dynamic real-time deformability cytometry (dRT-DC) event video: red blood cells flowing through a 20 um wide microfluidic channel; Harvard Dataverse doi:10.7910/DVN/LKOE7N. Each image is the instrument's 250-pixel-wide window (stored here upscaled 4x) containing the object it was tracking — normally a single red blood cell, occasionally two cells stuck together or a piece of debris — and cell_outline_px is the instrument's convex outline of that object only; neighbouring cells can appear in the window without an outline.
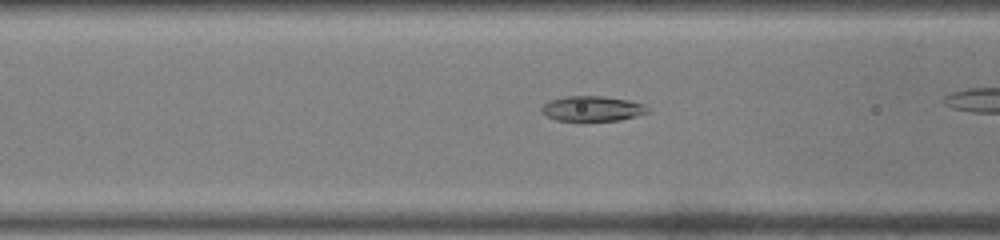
{"species": "common noctule bat (a hibernating species)", "species_latin": "Nyctalus noctula", "temperature_condition": "warm", "stored_images_in_passage": 34, "camera_frame_rate_fps": 3000, "um_per_image_px": 0.085, "animal": {"sex": "male", "body_mass_g": 19.0, "forearm_length_mm": 50.8}, "frame": {"image": 1, "passage_image": 14, "time_ms": 4.333, "image_size_px": [1000, 240], "cell_outline_px": [[648, 112], [636, 116], [620, 120], [580, 124], [556, 120], [548, 116], [540, 108], [548, 100], [564, 96], [604, 96], [628, 100], [644, 104], [648, 108]], "centroid_in_image_um": [50.31, 9.28], "position_along_channel_um": 116.3, "area_um2": 16.3}}
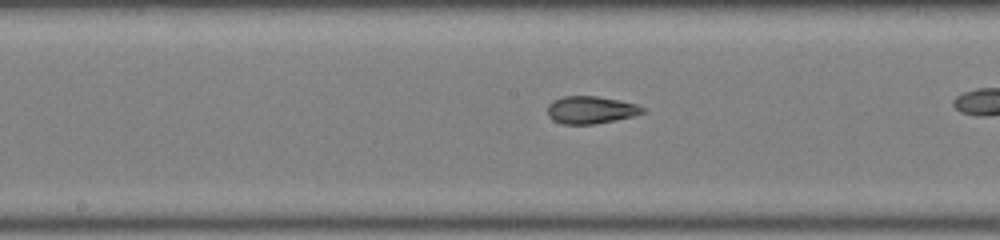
{"frame": {"image": 2, "passage_image": 20, "time_ms": 6.333, "image_size_px": [1000, 240], "cell_outline_px": [[644, 112], [636, 116], [592, 124], [564, 124], [552, 120], [548, 116], [548, 104], [552, 100], [564, 96], [596, 96], [636, 104], [644, 108]], "centroid_in_image_um": [50.19, 9.34], "position_along_channel_um": 198.0, "area_um2": 15.14}}
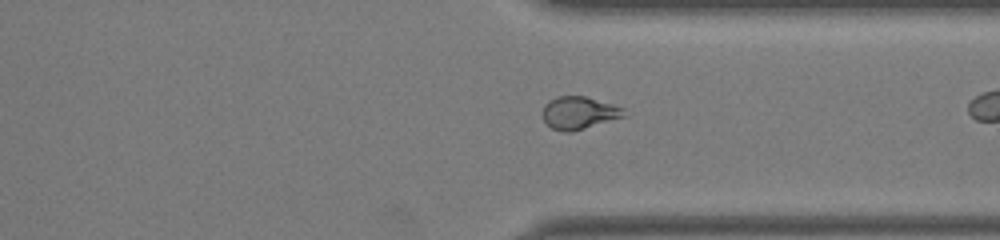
{"frame": {"image": 3, "passage_image": 32, "time_ms": 10.333, "image_size_px": [1000, 240], "cell_outline_px": [[628, 116], [572, 132], [560, 132], [552, 128], [544, 120], [544, 104], [556, 96], [588, 96], [624, 108]], "centroid_in_image_um": [49.27, 9.59], "position_along_channel_um": 362.1, "area_um2": 15.66}}